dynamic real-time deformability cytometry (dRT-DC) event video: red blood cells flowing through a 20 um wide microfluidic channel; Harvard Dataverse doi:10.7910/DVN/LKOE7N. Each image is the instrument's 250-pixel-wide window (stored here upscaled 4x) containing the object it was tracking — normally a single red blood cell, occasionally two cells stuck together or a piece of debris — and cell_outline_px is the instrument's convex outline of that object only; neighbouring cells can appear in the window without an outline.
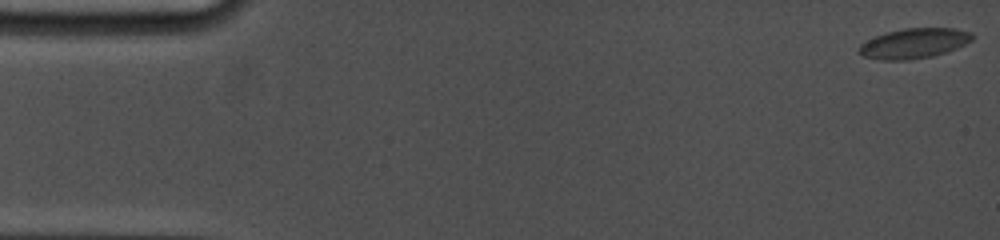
{"species": "common noctule bat (a hibernating species)", "species_latin": "Nyctalus noctula", "temperature_condition": "cold", "stored_images_in_passage": 45, "camera_frame_rate_fps": 5000, "um_per_image_px": 0.085, "animal": {"sex": "female", "body_mass_g": 19.0, "forearm_length_mm": 53.3}, "frame": {"image": 1, "passage_image": 1, "time_ms": 0.0, "image_size_px": [1000, 240], "cell_outline_px": [[976, 36], [972, 40], [948, 52], [932, 56], [908, 60], [880, 60], [864, 56], [860, 52], [860, 44], [876, 36], [888, 32], [904, 28], [956, 28], [972, 32]], "centroid_in_image_um": [77.75, 3.68], "position_along_channel_um": 7.2, "area_um2": 19.77}}
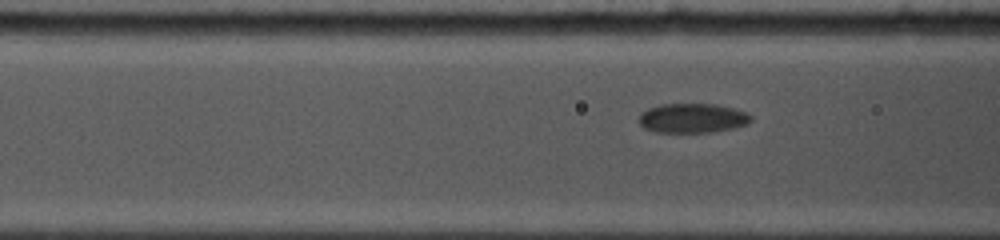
{"frame": {"image": 2, "passage_image": 30, "time_ms": 6.6, "image_size_px": [1000, 240], "cell_outline_px": [[752, 120], [748, 124], [732, 128], [712, 132], [656, 132], [644, 128], [636, 120], [640, 112], [648, 108], [660, 104], [716, 104], [748, 112], [752, 116]], "centroid_in_image_um": [58.83, 10.04], "position_along_channel_um": 107.8, "area_um2": 19.48}}
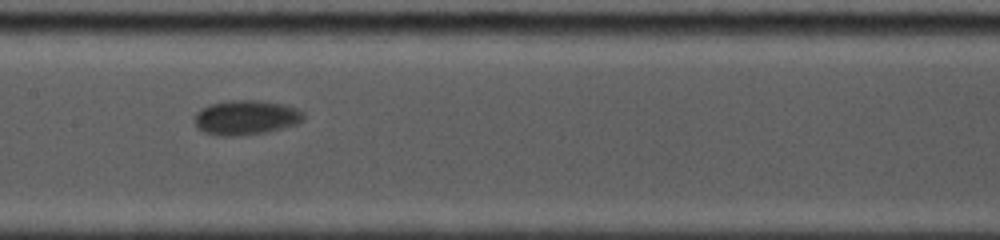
{"frame": {"image": 3, "passage_image": 44, "time_ms": 8.8, "image_size_px": [1000, 240], "cell_outline_px": [[304, 120], [296, 124], [268, 132], [240, 136], [216, 136], [204, 132], [196, 124], [196, 112], [200, 108], [208, 104], [228, 100], [256, 100], [284, 104], [296, 108], [304, 112]], "centroid_in_image_um": [20.91, 9.99], "position_along_channel_um": 186.5, "area_um2": 22.2}}